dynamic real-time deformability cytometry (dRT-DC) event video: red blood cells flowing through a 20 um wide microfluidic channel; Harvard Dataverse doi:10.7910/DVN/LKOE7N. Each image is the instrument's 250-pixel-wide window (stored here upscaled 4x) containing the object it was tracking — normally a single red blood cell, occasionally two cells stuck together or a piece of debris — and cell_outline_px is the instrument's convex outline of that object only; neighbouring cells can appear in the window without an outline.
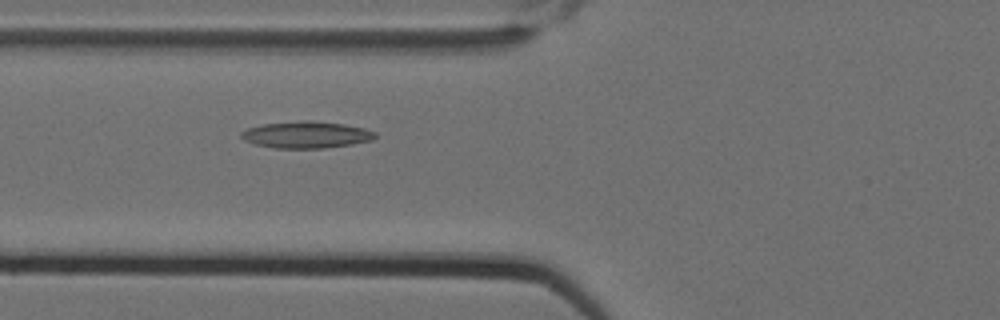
{"species": "Egyptian fruit bat (a non-hibernating species)", "species_latin": "Rousettus aegyptiacus", "temperature_condition": "cold", "stored_images_in_passage": 2, "camera_frame_rate_fps": 3000, "um_per_image_px": 0.085, "animal": {"sex": "female"}, "frame": {"image": 1, "passage_image": 2, "time_ms": 0.333, "image_size_px": [1000, 320], "cell_outline_px": [[376, 136], [372, 140], [352, 144], [324, 148], [276, 148], [256, 144], [244, 140], [240, 136], [240, 132], [248, 128], [264, 124], [308, 120], [344, 124], [364, 128], [376, 132]], "centroid_in_image_um": [26.04, 11.45], "position_along_channel_um": 99.8, "area_um2": 20.69}}